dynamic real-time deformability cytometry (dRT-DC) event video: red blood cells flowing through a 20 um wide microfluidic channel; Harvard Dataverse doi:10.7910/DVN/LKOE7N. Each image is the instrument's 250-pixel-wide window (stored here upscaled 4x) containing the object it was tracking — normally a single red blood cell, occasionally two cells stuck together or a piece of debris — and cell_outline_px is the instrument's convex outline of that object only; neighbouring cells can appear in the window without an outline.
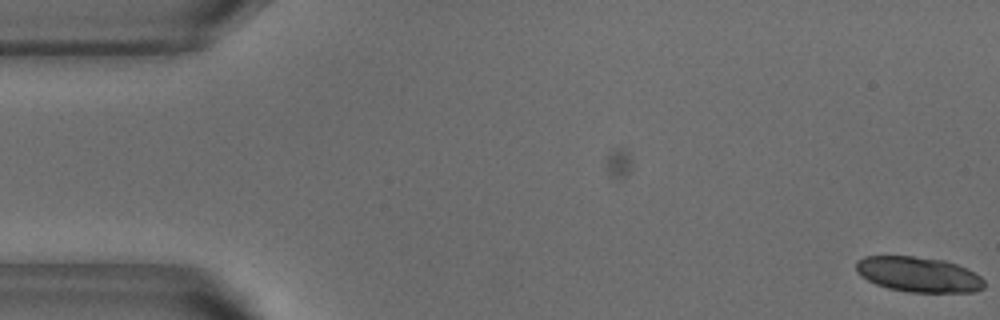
{"species": "common noctule bat (a hibernating species)", "species_latin": "Nyctalus noctula", "temperature_condition": "warm", "stored_images_in_passage": 16, "camera_frame_rate_fps": 3000, "um_per_image_px": 0.085, "animal": {"sex": "male", "body_mass_g": 18.8}, "frame": {"image": 1, "passage_image": 1, "time_ms": 0.0, "image_size_px": [1000, 320], "cell_outline_px": [[984, 288], [976, 292], [908, 292], [888, 288], [876, 284], [860, 276], [856, 272], [856, 260], [864, 256], [912, 256], [944, 260], [956, 264], [980, 276], [984, 280]], "centroid_in_image_um": [78.04, 23.33], "position_along_channel_um": 7.0, "area_um2": 26.3}}
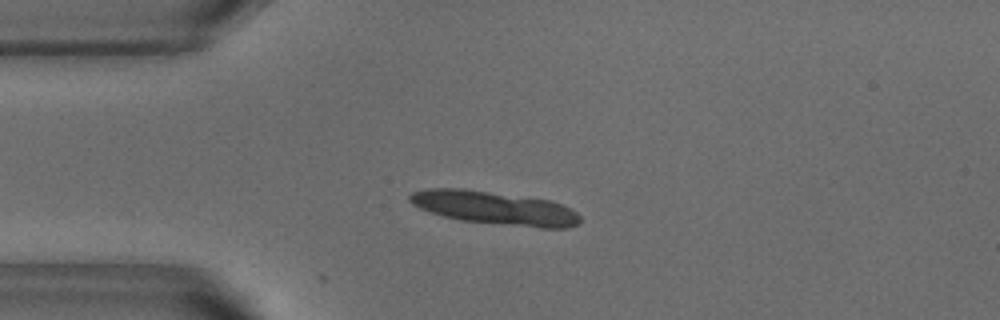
{"frame": {"image": 2, "passage_image": 13, "time_ms": 4.0, "image_size_px": [1000, 320], "cell_outline_px": [[580, 224], [568, 228], [540, 228], [460, 220], [444, 216], [420, 208], [412, 204], [408, 200], [408, 196], [412, 192], [428, 188], [464, 188], [552, 200], [572, 208], [580, 216]], "centroid_in_image_um": [42.09, 17.67], "position_along_channel_um": 42.9, "area_um2": 33.35}}